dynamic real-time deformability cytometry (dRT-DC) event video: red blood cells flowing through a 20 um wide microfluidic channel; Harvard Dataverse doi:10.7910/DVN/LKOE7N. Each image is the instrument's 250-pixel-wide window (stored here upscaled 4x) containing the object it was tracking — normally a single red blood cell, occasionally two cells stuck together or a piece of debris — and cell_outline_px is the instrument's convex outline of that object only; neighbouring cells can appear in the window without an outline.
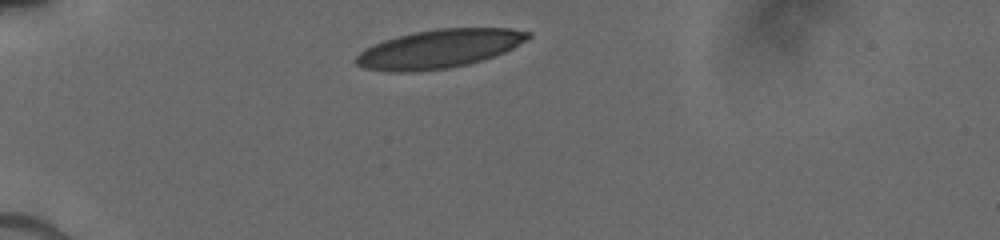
{"species": "human", "species_latin": "Homo sapiens", "temperature_condition": "cold", "stored_images_in_passage": 14, "camera_frame_rate_fps": 3000, "um_per_image_px": 0.085, "donor": {"sex": "male"}, "frame": {"image": 1, "passage_image": 1, "time_ms": 0.0, "image_size_px": [1000, 240], "cell_outline_px": [[532, 36], [512, 48], [504, 52], [468, 64], [448, 68], [412, 72], [388, 72], [364, 68], [356, 64], [356, 56], [364, 48], [372, 44], [396, 36], [412, 32], [436, 28], [512, 28], [532, 32]], "centroid_in_image_um": [37.3, 4.14], "position_along_channel_um": 47.7, "area_um2": 38.78}}
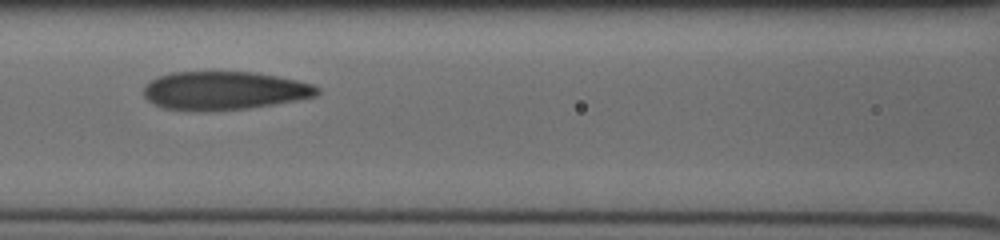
{"frame": {"image": 2, "passage_image": 7, "time_ms": 3.333, "image_size_px": [1000, 240], "cell_outline_px": [[320, 92], [316, 96], [296, 100], [248, 108], [164, 108], [148, 100], [144, 96], [144, 88], [152, 80], [160, 76], [172, 72], [256, 72], [296, 80], [312, 84], [320, 88]], "centroid_in_image_um": [19.13, 7.66], "position_along_channel_um": 147.5, "area_um2": 37.45}}
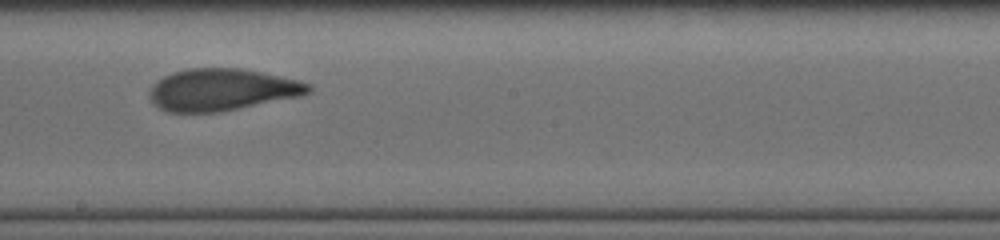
{"frame": {"image": 3, "passage_image": 12, "time_ms": 5.333, "image_size_px": [1000, 240], "cell_outline_px": [[312, 92], [300, 96], [220, 112], [168, 112], [160, 108], [148, 96], [148, 92], [152, 84], [156, 80], [172, 72], [188, 68], [240, 68], [300, 80], [312, 84]], "centroid_in_image_um": [18.86, 7.62], "position_along_channel_um": 229.3, "area_um2": 39.02}}